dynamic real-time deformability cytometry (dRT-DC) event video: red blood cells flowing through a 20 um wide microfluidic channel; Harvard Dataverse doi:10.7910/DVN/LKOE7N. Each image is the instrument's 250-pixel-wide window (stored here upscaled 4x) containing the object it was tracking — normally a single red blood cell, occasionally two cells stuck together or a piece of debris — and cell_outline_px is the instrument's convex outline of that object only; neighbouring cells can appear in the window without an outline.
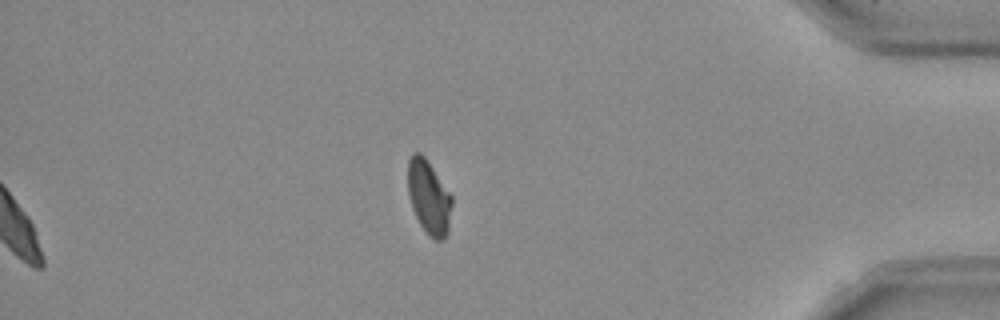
{"species": "Egyptian fruit bat (a non-hibernating species)", "species_latin": "Rousettus aegyptiacus", "temperature_condition": "room temperature", "stored_images_in_passage": 42, "camera_frame_rate_fps": 3000, "um_per_image_px": 0.085, "frame": {"image": 1, "passage_image": 42, "time_ms": 13.667, "image_size_px": [1000, 320], "cell_outline_px": [[452, 204], [448, 232], [444, 240], [436, 240], [428, 236], [420, 224], [412, 208], [408, 192], [408, 160], [412, 152], [420, 152], [424, 156], [452, 196]], "centroid_in_image_um": [36.45, 16.78], "position_along_channel_um": 398.8, "area_um2": 18.96}}